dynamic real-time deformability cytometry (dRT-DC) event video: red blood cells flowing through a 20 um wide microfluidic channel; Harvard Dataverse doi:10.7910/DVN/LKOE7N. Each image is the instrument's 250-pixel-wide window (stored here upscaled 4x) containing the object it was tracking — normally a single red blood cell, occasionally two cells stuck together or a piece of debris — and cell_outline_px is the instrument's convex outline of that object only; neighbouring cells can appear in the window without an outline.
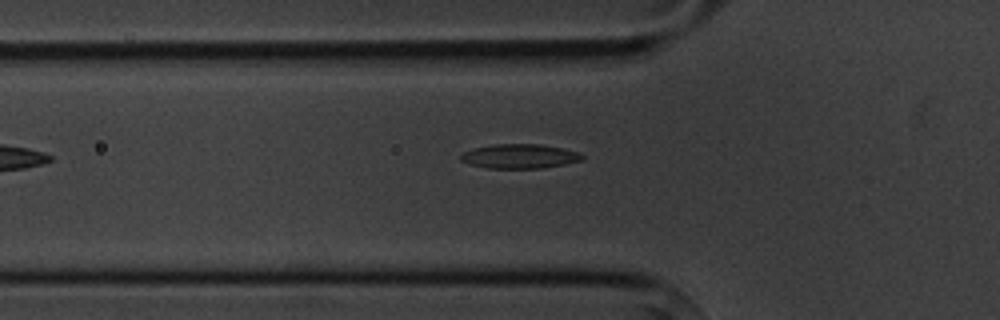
{"species": "common noctule bat (a hibernating species)", "species_latin": "Nyctalus noctula", "temperature_condition": "cold", "stored_images_in_passage": 5, "camera_frame_rate_fps": 3000, "um_per_image_px": 0.085, "animal": {"sex": "male", "body_mass_g": 20.1, "forearm_length_mm": 53.5}, "frame": {"image": 1, "passage_image": 5, "time_ms": 4.667, "image_size_px": [1000, 320], "cell_outline_px": [[584, 160], [544, 168], [488, 168], [468, 164], [460, 160], [460, 156], [464, 152], [476, 148], [492, 144], [540, 144], [560, 148], [576, 152], [584, 156]], "centroid_in_image_um": [44.15, 13.29], "position_along_channel_um": 81.6, "area_um2": 17.11}}